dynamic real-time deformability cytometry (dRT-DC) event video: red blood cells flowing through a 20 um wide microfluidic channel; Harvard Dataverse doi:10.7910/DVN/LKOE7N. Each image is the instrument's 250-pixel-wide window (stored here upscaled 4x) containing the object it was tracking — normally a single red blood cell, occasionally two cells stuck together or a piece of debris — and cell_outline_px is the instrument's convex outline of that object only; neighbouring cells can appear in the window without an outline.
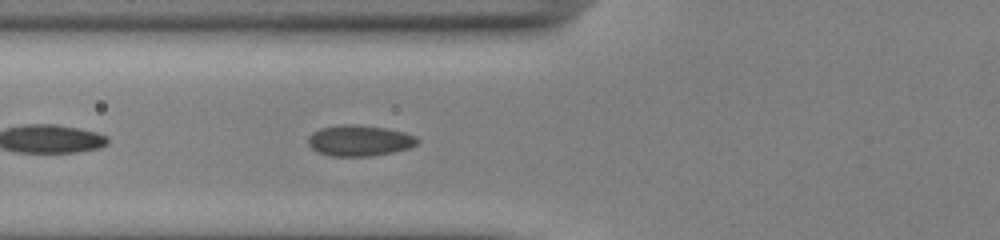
{"species": "common noctule bat (a hibernating species)", "species_latin": "Nyctalus noctula", "temperature_condition": "cold", "stored_images_in_passage": 15, "camera_frame_rate_fps": 3000, "um_per_image_px": 0.085, "animal": {"sex": "male", "body_mass_g": 13.0, "forearm_length_mm": 53.1}, "frame": {"image": 1, "passage_image": 5, "time_ms": 1.333, "image_size_px": [1000, 240], "cell_outline_px": [[420, 140], [416, 144], [408, 148], [392, 152], [372, 156], [328, 156], [316, 152], [308, 144], [308, 136], [312, 132], [320, 128], [340, 124], [356, 124], [384, 128], [404, 132], [416, 136]], "centroid_in_image_um": [30.51, 11.95], "position_along_channel_um": 95.3, "area_um2": 19.83}}
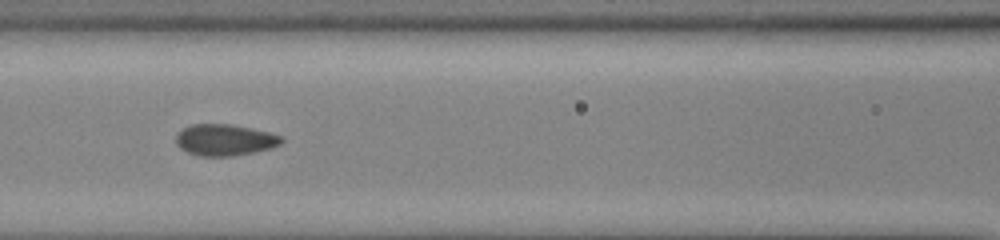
{"frame": {"image": 2, "passage_image": 9, "time_ms": 2.667, "image_size_px": [1000, 240], "cell_outline_px": [[284, 140], [280, 144], [272, 148], [232, 156], [200, 156], [188, 152], [180, 148], [176, 144], [176, 132], [192, 124], [232, 124], [252, 128], [284, 136]], "centroid_in_image_um": [19.11, 11.88], "position_along_channel_um": 147.5, "area_um2": 19.42}}